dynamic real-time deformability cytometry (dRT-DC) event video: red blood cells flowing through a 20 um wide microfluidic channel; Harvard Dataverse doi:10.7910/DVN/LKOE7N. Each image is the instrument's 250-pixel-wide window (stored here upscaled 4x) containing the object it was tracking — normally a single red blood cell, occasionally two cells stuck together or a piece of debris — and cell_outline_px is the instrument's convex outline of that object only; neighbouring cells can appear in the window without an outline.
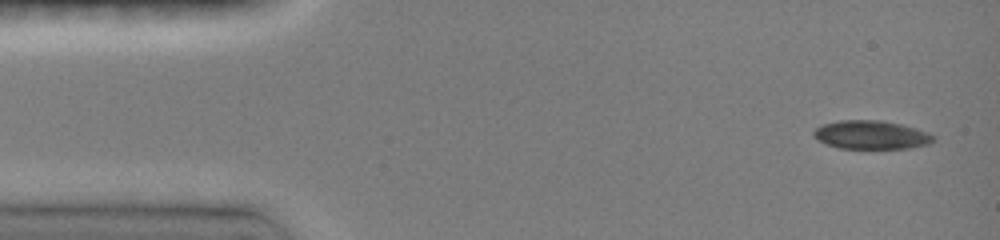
{"species": "common noctule bat (a hibernating species)", "species_latin": "Nyctalus noctula", "temperature_condition": "room temperature", "stored_images_in_passage": 8, "camera_frame_rate_fps": 3000, "um_per_image_px": 0.085, "animal": {"sex": "female", "body_mass_g": 19.0, "forearm_length_mm": 51.5}, "frame": {"image": 1, "passage_image": 1, "time_ms": 0.0, "image_size_px": [1000, 240], "cell_outline_px": [[932, 140], [928, 144], [908, 148], [840, 148], [828, 144], [820, 140], [812, 132], [816, 128], [824, 124], [840, 120], [880, 120], [900, 124], [924, 132], [932, 136]], "centroid_in_image_um": [74.0, 11.46], "position_along_channel_um": 11.0, "area_um2": 19.25}}
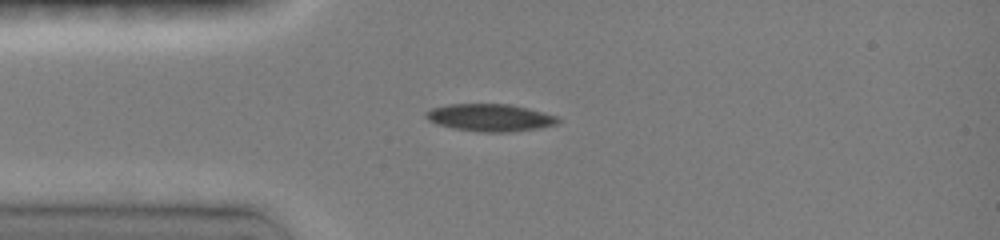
{"frame": {"image": 2, "passage_image": 6, "time_ms": 3.0, "image_size_px": [1000, 240], "cell_outline_px": [[560, 120], [556, 124], [540, 128], [508, 132], [480, 132], [456, 128], [436, 124], [428, 120], [424, 116], [424, 112], [432, 108], [448, 104], [508, 104], [544, 112], [556, 116]], "centroid_in_image_um": [41.63, 9.99], "position_along_channel_um": 43.4, "area_um2": 20.98}}